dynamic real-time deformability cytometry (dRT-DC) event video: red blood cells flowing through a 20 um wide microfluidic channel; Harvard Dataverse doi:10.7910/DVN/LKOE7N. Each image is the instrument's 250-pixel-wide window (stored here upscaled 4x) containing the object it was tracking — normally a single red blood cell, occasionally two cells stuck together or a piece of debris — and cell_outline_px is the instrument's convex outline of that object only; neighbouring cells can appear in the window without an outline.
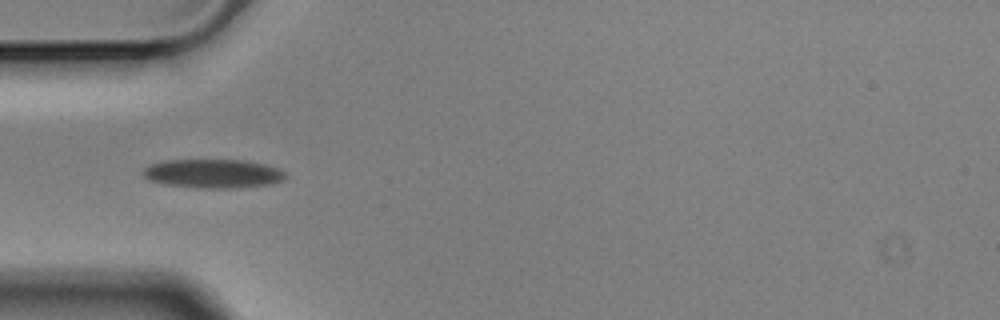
{"species": "Egyptian fruit bat (a non-hibernating species)", "species_latin": "Rousettus aegyptiacus", "temperature_condition": "cold", "stored_images_in_passage": 10, "camera_frame_rate_fps": 3000, "um_per_image_px": 0.085, "animal": {"sex": "male"}, "frame": {"image": 1, "passage_image": 4, "time_ms": 1.0, "image_size_px": [1000, 320], "cell_outline_px": [[288, 176], [284, 180], [272, 184], [232, 188], [196, 188], [164, 184], [148, 180], [144, 176], [144, 168], [148, 164], [160, 160], [244, 160], [264, 164], [280, 168]], "centroid_in_image_um": [18.11, 14.75], "position_along_channel_um": 66.9, "area_um2": 24.28}}
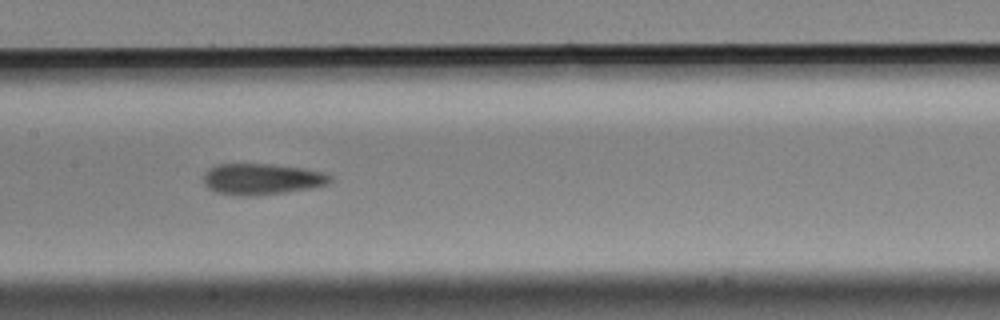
{"frame": {"image": 2, "passage_image": 7, "time_ms": 2.0, "image_size_px": [1000, 320], "cell_outline_px": [[332, 180], [328, 184], [308, 188], [260, 196], [240, 196], [216, 192], [208, 188], [204, 184], [204, 172], [208, 168], [216, 164], [272, 164], [304, 168], [324, 172], [332, 176]], "centroid_in_image_um": [22.23, 15.22], "position_along_channel_um": 185.2, "area_um2": 23.18}}
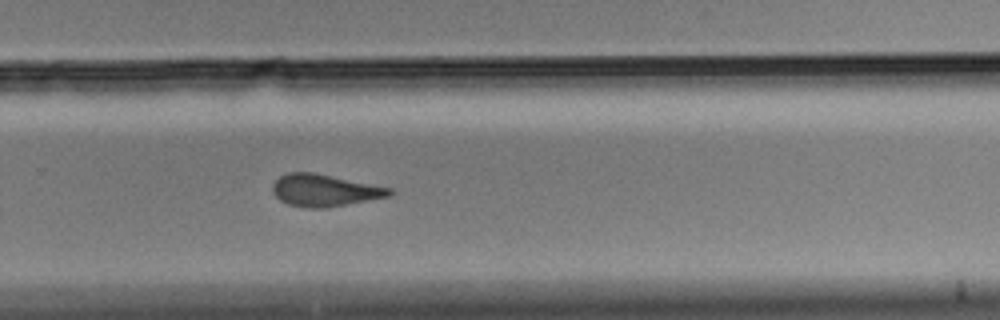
{"frame": {"image": 3, "passage_image": 10, "time_ms": 3.0, "image_size_px": [1000, 320], "cell_outline_px": [[392, 196], [324, 208], [304, 208], [288, 204], [280, 200], [272, 192], [272, 184], [280, 176], [288, 172], [312, 172], [392, 188]], "centroid_in_image_um": [27.57, 16.18], "position_along_channel_um": 302.2, "area_um2": 21.79}}